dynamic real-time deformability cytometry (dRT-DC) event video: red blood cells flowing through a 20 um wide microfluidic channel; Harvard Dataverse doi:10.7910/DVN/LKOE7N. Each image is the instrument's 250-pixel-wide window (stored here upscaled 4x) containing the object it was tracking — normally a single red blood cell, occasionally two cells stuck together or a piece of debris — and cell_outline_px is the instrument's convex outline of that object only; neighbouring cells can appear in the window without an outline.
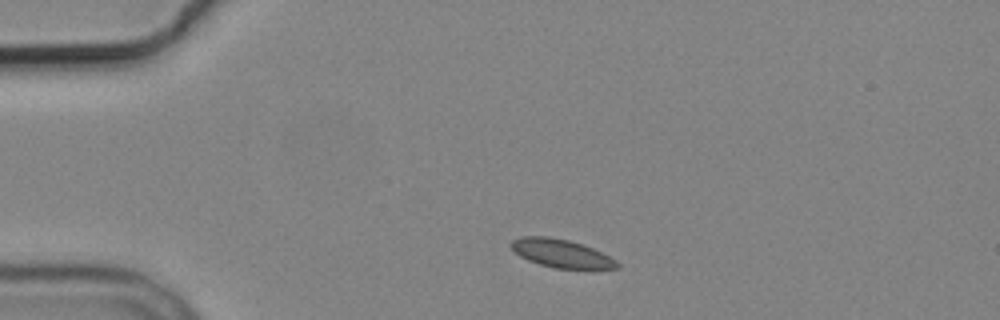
{"species": "common noctule bat (a hibernating species)", "species_latin": "Nyctalus noctula", "temperature_condition": "cold", "stored_images_in_passage": 6, "camera_frame_rate_fps": 3000, "um_per_image_px": 0.085, "animal": {"sex": "male", "body_mass_g": 19.2, "forearm_length_mm": 51.8}, "frame": {"image": 1, "passage_image": 1, "time_ms": 0.0, "image_size_px": [1000, 320], "cell_outline_px": [[620, 268], [556, 268], [540, 264], [528, 260], [520, 256], [508, 244], [512, 240], [520, 236], [548, 236], [568, 240], [592, 248], [616, 260], [620, 264]], "centroid_in_image_um": [47.66, 21.52], "position_along_channel_um": 37.3, "area_um2": 17.17}}
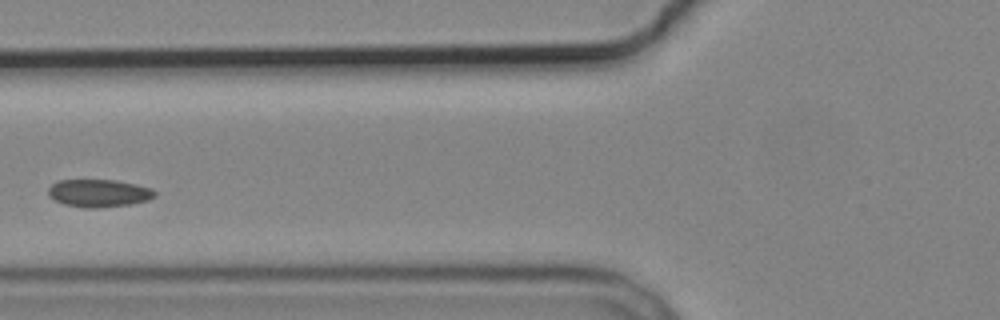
{"frame": {"image": 2, "passage_image": 4, "time_ms": 3.333, "image_size_px": [1000, 320], "cell_outline_px": [[156, 196], [148, 200], [132, 204], [96, 208], [84, 208], [64, 204], [48, 196], [48, 188], [56, 180], [116, 180], [136, 184], [152, 188], [156, 192]], "centroid_in_image_um": [8.41, 16.41], "position_along_channel_um": 117.4, "area_um2": 17.34}}
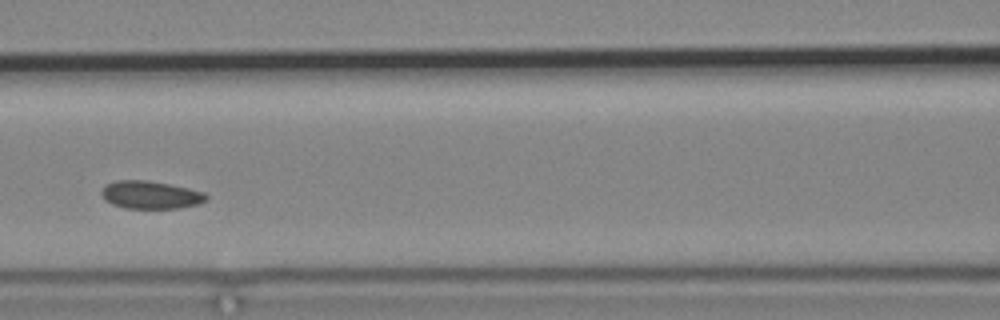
{"frame": {"image": 3, "passage_image": 5, "time_ms": 4.333, "image_size_px": [1000, 320], "cell_outline_px": [[208, 200], [200, 204], [180, 208], [124, 208], [112, 204], [104, 200], [100, 192], [104, 184], [116, 180], [148, 180], [188, 188], [204, 192], [208, 196]], "centroid_in_image_um": [12.78, 16.56], "position_along_channel_um": 153.8, "area_um2": 17.22}}